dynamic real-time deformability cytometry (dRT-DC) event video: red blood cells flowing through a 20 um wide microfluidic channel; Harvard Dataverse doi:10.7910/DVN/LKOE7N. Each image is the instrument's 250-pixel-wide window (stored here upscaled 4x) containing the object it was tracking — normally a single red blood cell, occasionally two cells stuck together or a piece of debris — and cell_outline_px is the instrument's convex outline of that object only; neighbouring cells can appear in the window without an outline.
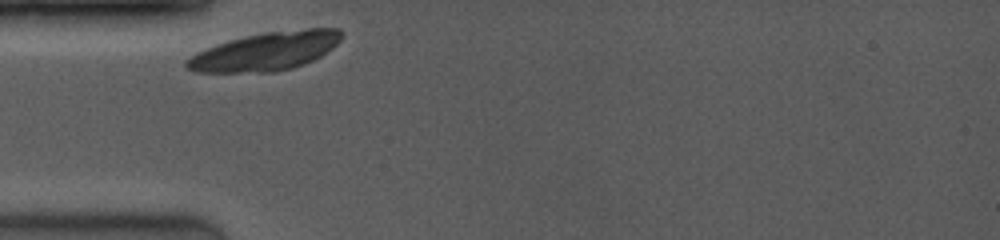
{"species": "common noctule bat (a hibernating species)", "species_latin": "Nyctalus noctula", "temperature_condition": "room temperature", "stored_images_in_passage": 2, "camera_frame_rate_fps": 4000, "um_per_image_px": 0.085, "animal": {"sex": "female", "body_mass_g": 19.0, "forearm_length_mm": 53.3}, "frame": {"image": 1, "passage_image": 1, "time_ms": 0.0, "image_size_px": [1000, 240], "cell_outline_px": [[344, 32], [340, 40], [332, 48], [320, 56], [312, 60], [292, 68], [272, 72], [196, 72], [188, 68], [184, 64], [184, 60], [196, 52], [216, 44], [244, 36], [264, 32], [308, 28], [340, 28]], "centroid_in_image_um": [22.57, 4.35], "position_along_channel_um": 62.4, "area_um2": 34.62}}